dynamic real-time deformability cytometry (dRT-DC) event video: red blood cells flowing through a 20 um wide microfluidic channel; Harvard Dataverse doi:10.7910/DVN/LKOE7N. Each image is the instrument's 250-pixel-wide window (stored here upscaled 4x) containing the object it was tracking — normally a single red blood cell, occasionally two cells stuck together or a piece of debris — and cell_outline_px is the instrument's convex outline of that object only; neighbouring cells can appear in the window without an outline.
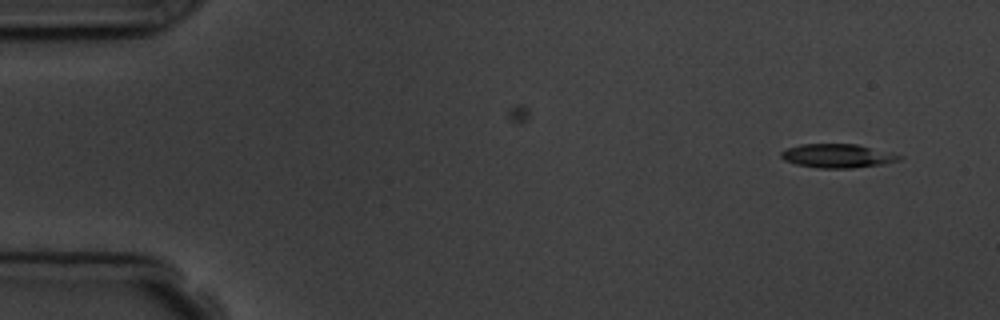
{"species": "common noctule bat (a hibernating species)", "species_latin": "Nyctalus noctula", "temperature_condition": "room temperature", "stored_images_in_passage": 6, "camera_frame_rate_fps": 3000, "um_per_image_px": 0.085, "animal": {"sex": "male", "body_mass_g": 19.5, "forearm_length_mm": 54.6}, "frame": {"image": 1, "passage_image": 1, "time_ms": 0.0, "image_size_px": [1000, 320], "cell_outline_px": [[904, 156], [900, 160], [884, 164], [852, 168], [816, 168], [796, 164], [784, 160], [780, 156], [780, 152], [788, 148], [800, 144], [856, 144], [892, 152]], "centroid_in_image_um": [71.21, 13.25], "position_along_channel_um": 13.8, "area_um2": 16.53}}
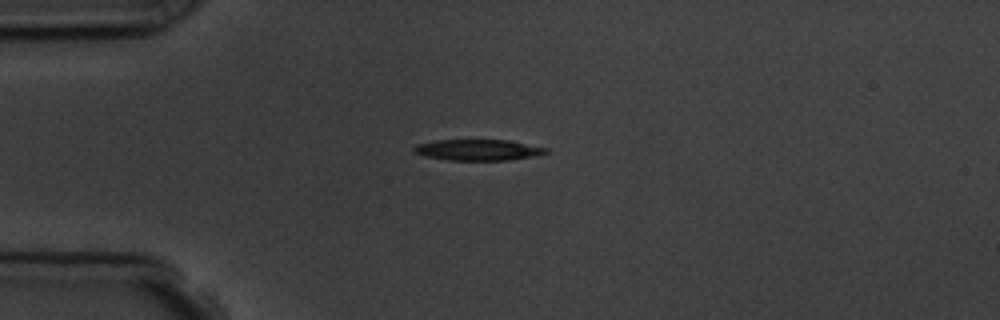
{"frame": {"image": 2, "passage_image": 4, "time_ms": 3.333, "image_size_px": [1000, 320], "cell_outline_px": [[548, 152], [532, 156], [508, 160], [448, 160], [424, 156], [412, 152], [412, 148], [416, 144], [436, 140], [508, 140], [548, 148]], "centroid_in_image_um": [40.57, 12.74], "position_along_channel_um": 44.4, "area_um2": 16.13}}